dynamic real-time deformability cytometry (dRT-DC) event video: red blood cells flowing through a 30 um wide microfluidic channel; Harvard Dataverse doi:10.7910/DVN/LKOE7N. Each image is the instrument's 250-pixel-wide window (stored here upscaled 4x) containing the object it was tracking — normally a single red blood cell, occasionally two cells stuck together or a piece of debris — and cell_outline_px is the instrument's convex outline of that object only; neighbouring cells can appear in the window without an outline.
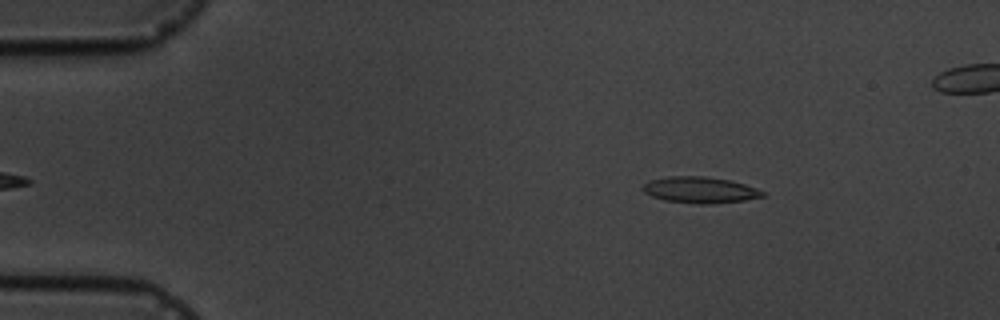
{"species": "common noctule bat (a hibernating species)", "species_latin": "Nyctalus noctula", "temperature_condition": "cold", "stored_images_in_passage": 10, "camera_frame_rate_fps": 3000, "um_per_image_px": 0.085, "animal": {"sex": "male", "body_mass_g": 19.5, "forearm_length_mm": 54.6}, "frame": {"image": 1, "passage_image": 1, "time_ms": 0.0, "image_size_px": [1000, 320], "cell_outline_px": [[764, 196], [744, 200], [712, 204], [696, 204], [664, 200], [652, 196], [644, 192], [640, 188], [648, 180], [668, 176], [704, 176], [728, 180], [744, 184], [756, 188], [764, 192]], "centroid_in_image_um": [59.45, 16.14], "position_along_channel_um": 25.6, "area_um2": 18.32}}
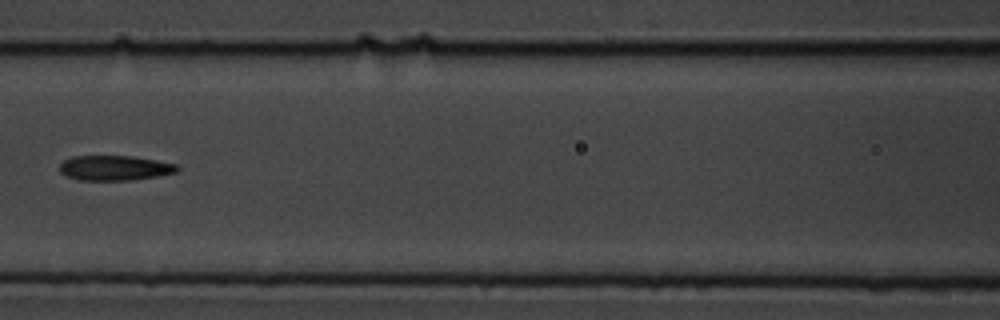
{"frame": {"image": 2, "passage_image": 6, "time_ms": 5.667, "image_size_px": [1000, 320], "cell_outline_px": [[180, 172], [156, 176], [128, 180], [80, 180], [68, 176], [60, 172], [60, 164], [64, 160], [72, 156], [132, 156], [180, 164]], "centroid_in_image_um": [9.81, 14.27], "position_along_channel_um": 156.8, "area_um2": 17.17}}
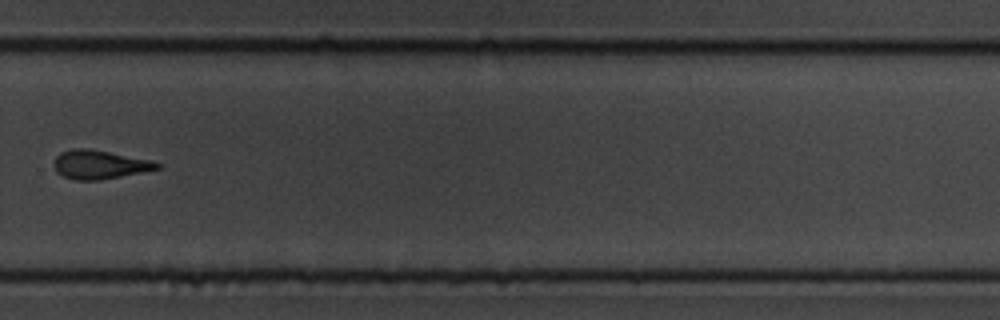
{"frame": {"image": 3, "passage_image": 10, "time_ms": 10.333, "image_size_px": [1000, 320], "cell_outline_px": [[160, 168], [100, 180], [76, 180], [64, 176], [56, 172], [52, 164], [56, 156], [60, 152], [72, 148], [88, 148], [152, 160], [160, 164]], "centroid_in_image_um": [8.4, 13.97], "position_along_channel_um": 321.4, "area_um2": 17.22}}